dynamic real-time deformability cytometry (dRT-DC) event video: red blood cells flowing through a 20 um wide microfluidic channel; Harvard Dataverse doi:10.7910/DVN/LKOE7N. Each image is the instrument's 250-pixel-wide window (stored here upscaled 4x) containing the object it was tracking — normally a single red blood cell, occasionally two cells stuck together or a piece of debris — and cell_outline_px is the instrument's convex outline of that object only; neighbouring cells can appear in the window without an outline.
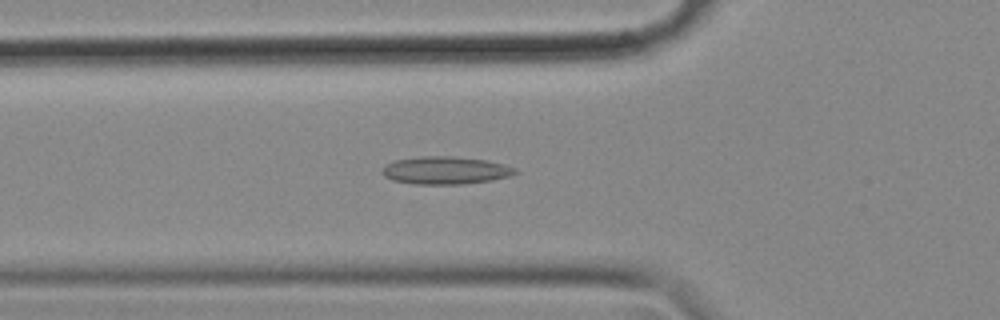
{"species": "common noctule bat (a hibernating species)", "species_latin": "Nyctalus noctula", "temperature_condition": "cold", "stored_images_in_passage": 53, "camera_frame_rate_fps": 3000, "um_per_image_px": 0.085, "animal": {"sex": "female", "body_mass_g": 18.4}, "frame": {"image": 1, "passage_image": 17, "time_ms": 5.333, "image_size_px": [1000, 320], "cell_outline_px": [[520, 172], [512, 176], [492, 180], [464, 184], [412, 184], [392, 180], [384, 176], [380, 172], [380, 168], [396, 160], [420, 156], [456, 156], [488, 160], [504, 164], [516, 168]], "centroid_in_image_um": [37.89, 14.48], "position_along_channel_um": 87.9, "area_um2": 21.85}}
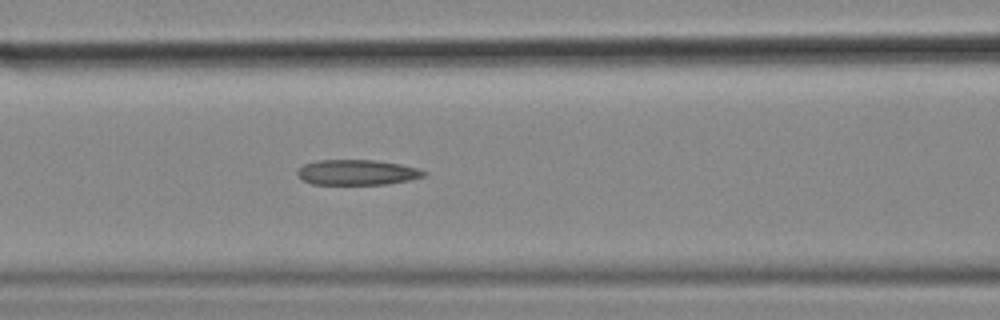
{"frame": {"image": 2, "passage_image": 21, "time_ms": 6.667, "image_size_px": [1000, 320], "cell_outline_px": [[428, 172], [424, 176], [408, 180], [388, 184], [312, 184], [296, 176], [296, 172], [304, 164], [316, 160], [372, 160], [400, 164], [420, 168]], "centroid_in_image_um": [30.35, 14.65], "position_along_channel_um": 136.2, "area_um2": 18.67}}
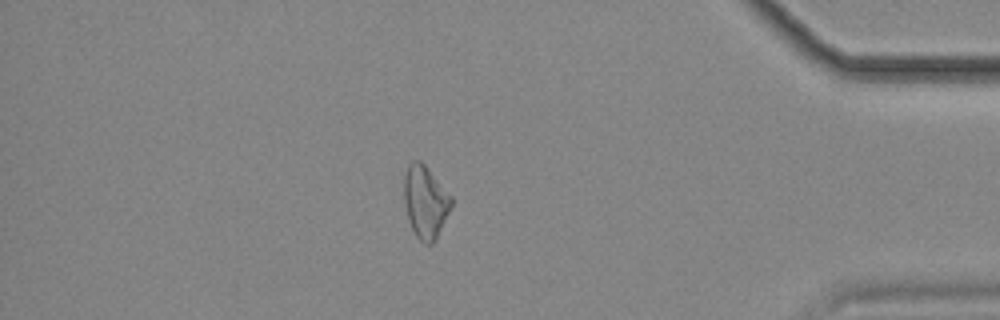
{"frame": {"image": 3, "passage_image": 46, "time_ms": 15.0, "image_size_px": [1000, 320], "cell_outline_px": [[452, 204], [436, 240], [432, 244], [424, 244], [416, 236], [408, 220], [404, 204], [404, 176], [408, 164], [412, 160], [420, 160], [424, 164], [452, 196]], "centroid_in_image_um": [36.14, 17.16], "position_along_channel_um": 399.1, "area_um2": 20.0}}